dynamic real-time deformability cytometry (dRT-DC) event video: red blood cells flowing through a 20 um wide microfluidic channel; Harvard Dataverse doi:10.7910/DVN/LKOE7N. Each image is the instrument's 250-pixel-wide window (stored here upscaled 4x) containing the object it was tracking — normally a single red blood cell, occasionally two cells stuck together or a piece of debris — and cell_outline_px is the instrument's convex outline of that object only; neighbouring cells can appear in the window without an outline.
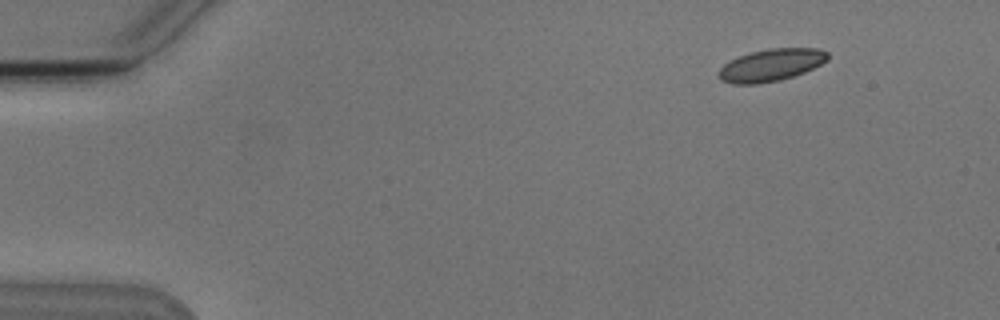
{"species": "Egyptian fruit bat (a non-hibernating species)", "species_latin": "Rousettus aegyptiacus", "temperature_condition": "cold", "stored_images_in_passage": 4, "camera_frame_rate_fps": 3000, "um_per_image_px": 0.085, "animal": {"sex": "male"}, "frame": {"image": 1, "passage_image": 1, "time_ms": 0.0, "image_size_px": [1000, 320], "cell_outline_px": [[828, 60], [804, 72], [780, 80], [756, 84], [732, 84], [720, 80], [716, 72], [724, 64], [740, 56], [752, 52], [768, 48], [820, 48], [828, 52]], "centroid_in_image_um": [65.52, 5.53], "position_along_channel_um": 19.5, "area_um2": 20.46}}
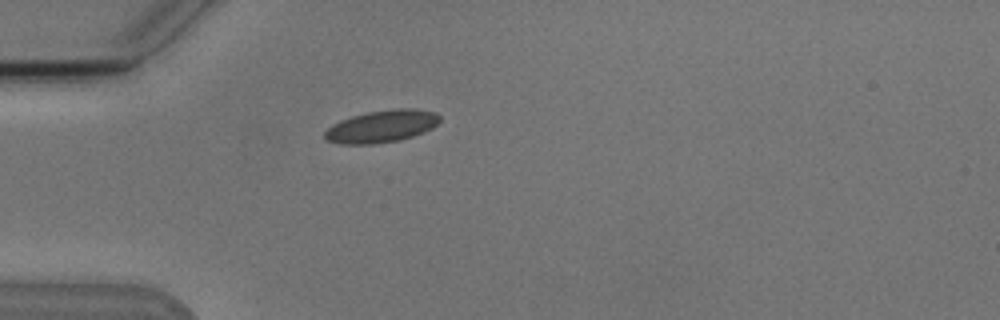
{"frame": {"image": 2, "passage_image": 4, "time_ms": 3.333, "image_size_px": [1000, 320], "cell_outline_px": [[440, 120], [432, 128], [424, 132], [400, 140], [372, 144], [340, 144], [324, 140], [324, 132], [332, 124], [340, 120], [352, 116], [368, 112], [396, 108], [412, 108], [436, 112], [440, 116]], "centroid_in_image_um": [32.42, 10.74], "position_along_channel_um": 52.6, "area_um2": 21.73}}